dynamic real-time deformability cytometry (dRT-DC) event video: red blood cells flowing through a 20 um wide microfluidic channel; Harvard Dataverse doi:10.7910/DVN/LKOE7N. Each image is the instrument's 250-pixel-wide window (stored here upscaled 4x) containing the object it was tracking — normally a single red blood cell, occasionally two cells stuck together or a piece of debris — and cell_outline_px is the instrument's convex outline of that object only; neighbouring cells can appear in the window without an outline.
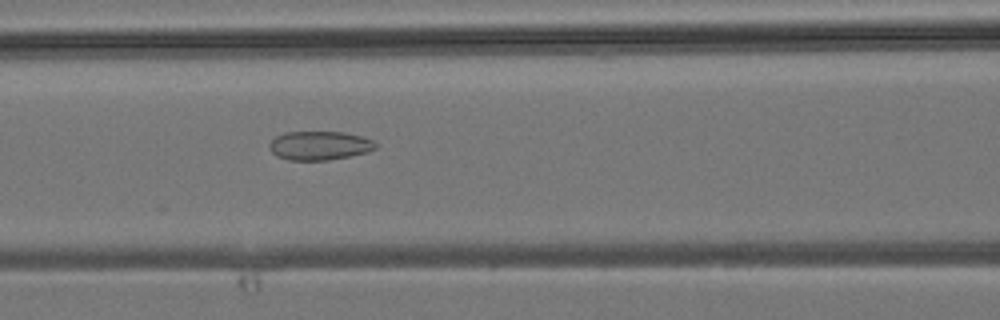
{"species": "common noctule bat (a hibernating species)", "species_latin": "Nyctalus noctula", "temperature_condition": "room temperature", "stored_images_in_passage": 42, "camera_frame_rate_fps": 3000, "um_per_image_px": 0.085, "animal": {"sex": "male", "body_mass_g": 19.2, "forearm_length_mm": 51.8}, "frame": {"image": 1, "passage_image": 17, "time_ms": 5.333, "image_size_px": [1000, 320], "cell_outline_px": [[376, 148], [368, 152], [328, 160], [288, 160], [276, 156], [268, 148], [268, 144], [276, 136], [284, 132], [344, 132], [364, 136], [372, 140], [376, 144]], "centroid_in_image_um": [27.14, 12.37], "position_along_channel_um": 139.5, "area_um2": 17.98}}
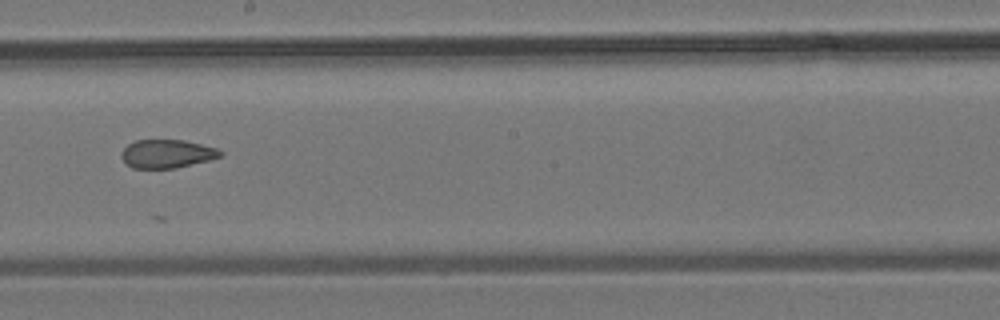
{"frame": {"image": 2, "passage_image": 23, "time_ms": 7.333, "image_size_px": [1000, 320], "cell_outline_px": [[224, 156], [176, 168], [132, 168], [120, 156], [120, 152], [128, 144], [136, 140], [184, 140], [216, 148], [224, 152]], "centroid_in_image_um": [14.2, 13.07], "position_along_channel_um": 234.0, "area_um2": 16.36}}
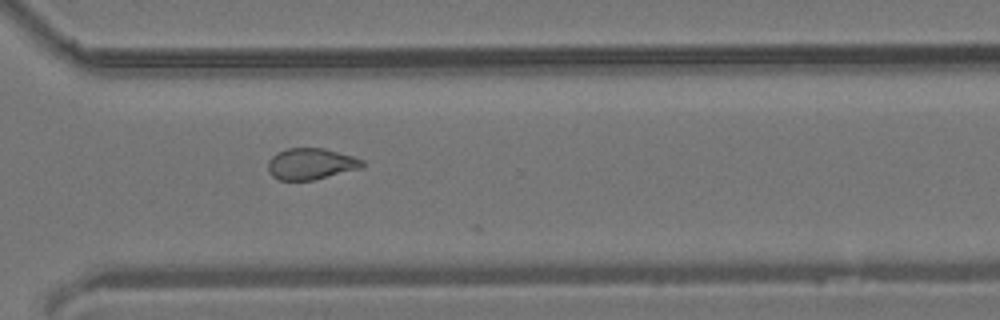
{"frame": {"image": 3, "passage_image": 30, "time_ms": 9.667, "image_size_px": [1000, 320], "cell_outline_px": [[364, 168], [312, 180], [280, 180], [272, 176], [268, 172], [268, 160], [276, 152], [288, 148], [324, 148], [352, 156], [364, 160]], "centroid_in_image_um": [26.43, 13.93], "position_along_channel_um": 344.2, "area_um2": 17.34}}